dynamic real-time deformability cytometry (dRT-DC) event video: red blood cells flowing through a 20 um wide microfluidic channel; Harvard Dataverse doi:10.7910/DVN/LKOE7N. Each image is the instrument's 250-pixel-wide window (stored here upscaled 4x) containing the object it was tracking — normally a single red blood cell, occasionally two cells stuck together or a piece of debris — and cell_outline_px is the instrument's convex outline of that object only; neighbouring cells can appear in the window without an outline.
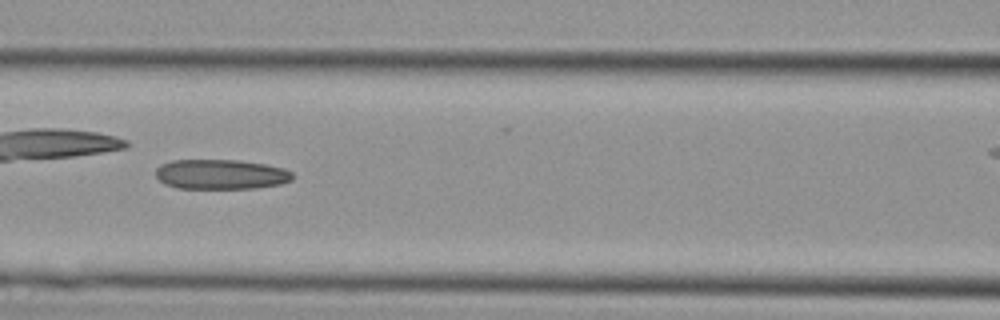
{"species": "Egyptian fruit bat (a non-hibernating species)", "species_latin": "Rousettus aegyptiacus", "temperature_condition": "cold", "stored_images_in_passage": 25, "camera_frame_rate_fps": 3000, "um_per_image_px": 0.085, "animal": {"sex": "female"}, "frame": {"image": 1, "passage_image": 15, "time_ms": 4.667, "image_size_px": [1000, 320], "cell_outline_px": [[292, 180], [280, 184], [256, 188], [176, 188], [164, 184], [156, 176], [156, 168], [160, 164], [172, 160], [236, 160], [264, 164], [284, 168], [292, 172]], "centroid_in_image_um": [18.75, 14.82], "position_along_channel_um": 147.9, "area_um2": 23.81}}
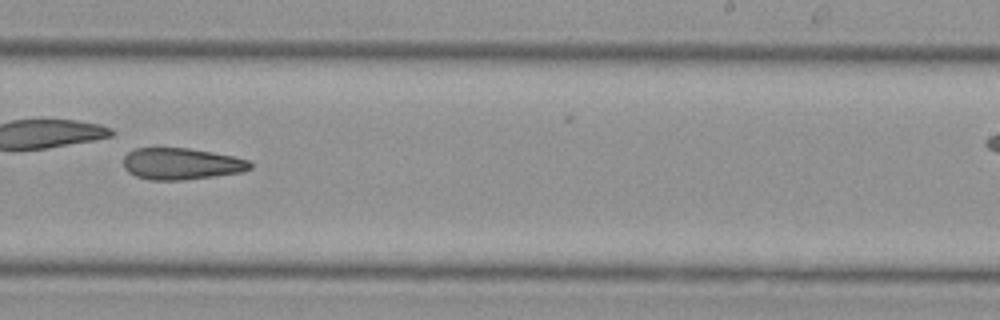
{"frame": {"image": 2, "passage_image": 22, "time_ms": 7.0, "image_size_px": [1000, 320], "cell_outline_px": [[252, 168], [244, 172], [184, 180], [148, 180], [136, 176], [128, 172], [124, 168], [124, 156], [128, 152], [136, 148], [188, 148], [212, 152], [232, 156], [248, 160], [252, 164]], "centroid_in_image_um": [15.41, 13.93], "position_along_channel_um": 273.6, "area_um2": 23.41}}